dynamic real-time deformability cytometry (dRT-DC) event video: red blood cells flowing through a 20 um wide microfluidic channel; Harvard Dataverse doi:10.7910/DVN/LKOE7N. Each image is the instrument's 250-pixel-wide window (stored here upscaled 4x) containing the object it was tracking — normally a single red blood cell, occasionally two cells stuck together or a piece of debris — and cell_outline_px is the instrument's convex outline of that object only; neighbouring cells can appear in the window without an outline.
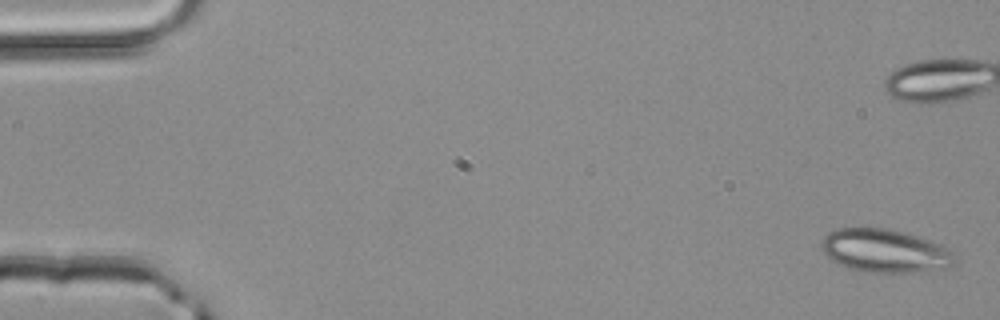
{"species": "common noctule bat (a hibernating species)", "species_latin": "Nyctalus noctula", "temperature_condition": "room temperature", "stored_images_in_passage": 5, "camera_frame_rate_fps": 3000, "um_per_image_px": 0.085, "animal": {"sex": "male", "body_mass_g": 20.4}, "frame": {"image": 1, "passage_image": 5, "time_ms": 1.333, "image_size_px": [1000, 320], "cell_outline_px": [[956, 256], [952, 264], [948, 268], [912, 272], [864, 272], [848, 268], [832, 260], [820, 248], [820, 240], [828, 232], [836, 228], [864, 224], [888, 228], [904, 232], [944, 244]], "centroid_in_image_um": [75.17, 21.26], "position_along_channel_um": 9.8, "area_um2": 34.62}}